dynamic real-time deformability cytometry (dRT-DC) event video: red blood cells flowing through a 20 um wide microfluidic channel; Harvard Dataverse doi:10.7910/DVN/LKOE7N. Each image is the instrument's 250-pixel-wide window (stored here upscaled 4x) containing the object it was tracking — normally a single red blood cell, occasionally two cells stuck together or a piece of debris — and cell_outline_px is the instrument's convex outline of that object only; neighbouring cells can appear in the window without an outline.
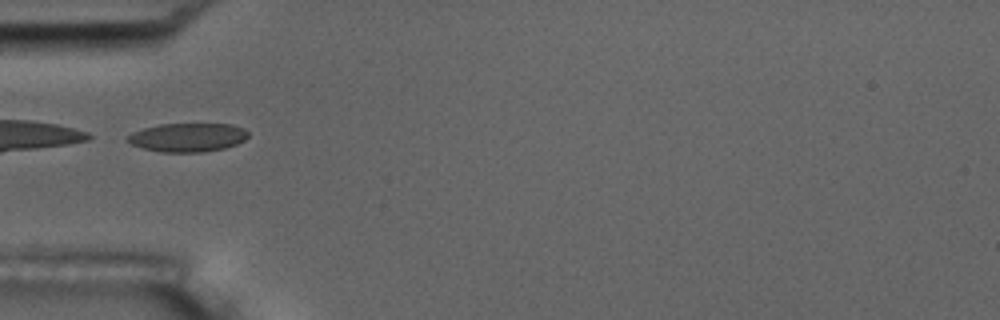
{"species": "common noctule bat (a hibernating species)", "species_latin": "Nyctalus noctula", "temperature_condition": "room temperature", "stored_images_in_passage": 14, "camera_frame_rate_fps": 3000, "um_per_image_px": 0.085, "animal": {"sex": "male", "body_mass_g": 17.5, "forearm_length_mm": 52.3}, "frame": {"image": 1, "passage_image": 5, "time_ms": 5.333, "image_size_px": [1000, 320], "cell_outline_px": [[248, 136], [244, 140], [236, 144], [224, 148], [204, 152], [160, 152], [144, 148], [132, 144], [124, 140], [132, 132], [144, 128], [160, 124], [232, 124], [244, 128], [248, 132]], "centroid_in_image_um": [15.95, 11.68], "position_along_channel_um": 69.0, "area_um2": 20.17}}
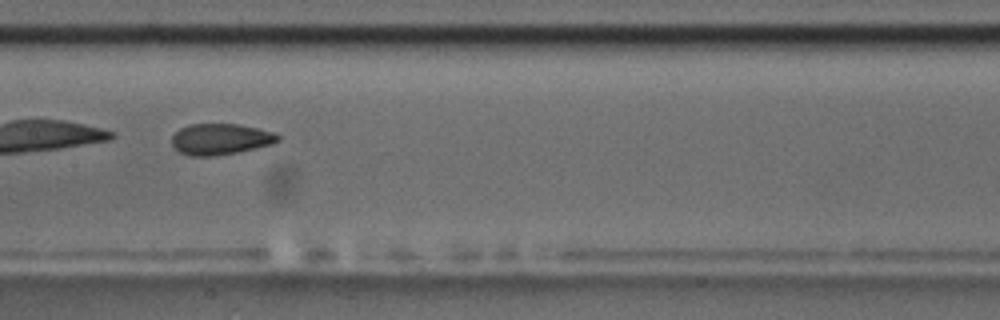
{"frame": {"image": 2, "passage_image": 8, "time_ms": 8.667, "image_size_px": [1000, 320], "cell_outline_px": [[280, 140], [272, 144], [256, 148], [216, 156], [192, 156], [180, 152], [172, 144], [172, 136], [180, 128], [188, 124], [240, 124], [276, 132], [280, 136]], "centroid_in_image_um": [18.77, 11.82], "position_along_channel_um": 188.6, "area_um2": 19.31}, "authors_computed_cell_mechanics": {"area_um2": 20.2589, "velocity_mm_per_s": 3.5935, "shape_relaxation_time_tau1_ms": 3.9578, "shape_relaxation_time_tau2_ms": 0.6366, "deformation_change_tau1": 0.0877, "deformation_change_tau2": 0.046}}